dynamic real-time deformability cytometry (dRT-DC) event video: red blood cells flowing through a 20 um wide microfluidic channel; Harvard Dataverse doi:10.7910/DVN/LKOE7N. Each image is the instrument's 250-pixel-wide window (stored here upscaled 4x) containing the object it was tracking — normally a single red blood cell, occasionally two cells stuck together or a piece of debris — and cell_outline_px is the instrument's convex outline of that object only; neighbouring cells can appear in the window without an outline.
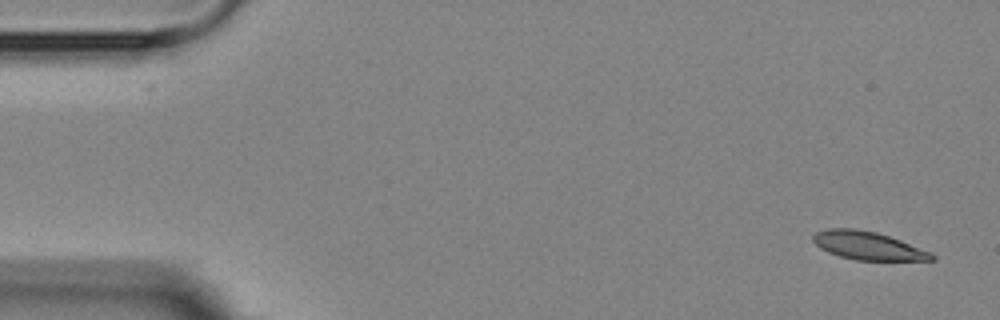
{"species": "Egyptian fruit bat (a non-hibernating species)", "species_latin": "Rousettus aegyptiacus", "temperature_condition": "room temperature", "stored_images_in_passage": 6, "camera_frame_rate_fps": 3000, "um_per_image_px": 0.085, "animal": {"sex": "female"}, "frame": {"image": 1, "passage_image": 1, "time_ms": 0.0, "image_size_px": [1000, 320], "cell_outline_px": [[936, 260], [856, 260], [840, 256], [828, 252], [820, 248], [812, 240], [812, 236], [816, 232], [828, 228], [856, 228], [876, 232], [900, 240], [932, 252], [936, 256]], "centroid_in_image_um": [73.78, 20.88], "position_along_channel_um": 11.2, "area_um2": 19.48}}